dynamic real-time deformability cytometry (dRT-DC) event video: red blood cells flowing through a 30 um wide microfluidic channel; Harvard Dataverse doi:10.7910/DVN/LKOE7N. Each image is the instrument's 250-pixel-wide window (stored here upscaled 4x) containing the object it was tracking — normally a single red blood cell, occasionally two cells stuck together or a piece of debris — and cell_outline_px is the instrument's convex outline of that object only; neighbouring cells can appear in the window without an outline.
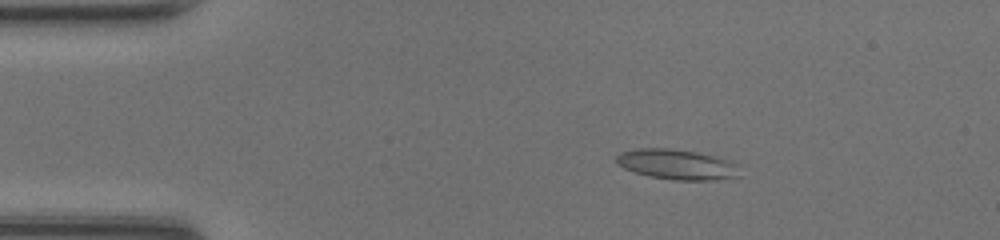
{"species": "common noctule bat (a hibernating species)", "species_latin": "Nyctalus noctula", "temperature_condition": "room temperature", "stored_images_in_passage": 47, "camera_frame_rate_fps": 3000, "um_per_image_px": 0.085, "animal": {"sex": "female", "body_mass_g": 20.0, "forearm_length_mm": 54.0}, "frame": {"image": 1, "passage_image": 8, "time_ms": 2.333, "image_size_px": [1000, 240], "cell_outline_px": [[740, 176], [716, 180], [672, 180], [648, 176], [632, 172], [616, 164], [616, 156], [620, 152], [636, 148], [668, 148], [696, 152], [716, 156], [732, 160], [740, 164]], "centroid_in_image_um": [57.57, 13.98], "position_along_channel_um": 27.4, "area_um2": 22.25}}
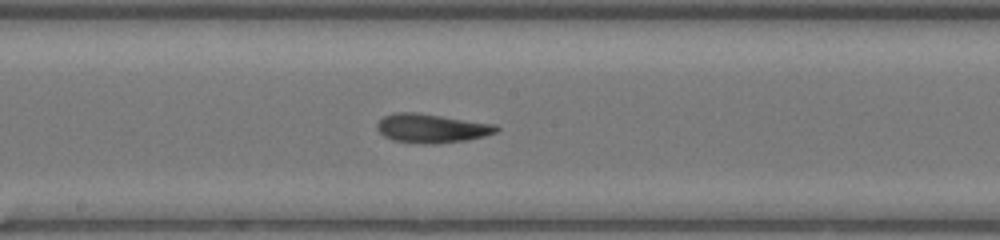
{"frame": {"image": 2, "passage_image": 25, "time_ms": 8.0, "image_size_px": [1000, 240], "cell_outline_px": [[500, 128], [496, 132], [484, 136], [464, 140], [436, 144], [424, 144], [392, 140], [384, 136], [376, 128], [376, 124], [384, 116], [396, 112], [416, 112], [496, 124]], "centroid_in_image_um": [36.67, 10.9], "position_along_channel_um": 211.5, "area_um2": 20.11}}
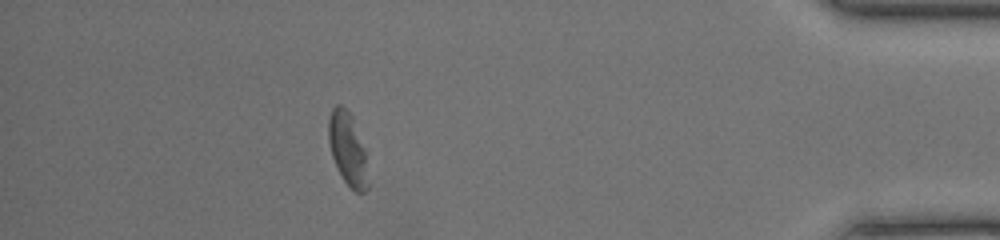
{"frame": {"image": 3, "passage_image": 42, "time_ms": 13.667, "image_size_px": [1000, 240], "cell_outline_px": [[368, 188], [364, 192], [356, 192], [348, 188], [332, 156], [328, 140], [328, 116], [332, 108], [336, 104], [340, 104], [352, 116], [364, 148], [368, 184]], "centroid_in_image_um": [29.53, 12.65], "position_along_channel_um": 405.7, "area_um2": 16.65}, "authors_computed_cell_mechanics": {"area_um2": 20.0566, "velocity_mm_per_s": 4.3215, "shape_relaxation_time_tau1_ms": 5.447, "shape_relaxation_time_tau2_ms": 4.1268, "deformation_change_tau1": 0.1529, "deformation_change_tau2": 0.137}}